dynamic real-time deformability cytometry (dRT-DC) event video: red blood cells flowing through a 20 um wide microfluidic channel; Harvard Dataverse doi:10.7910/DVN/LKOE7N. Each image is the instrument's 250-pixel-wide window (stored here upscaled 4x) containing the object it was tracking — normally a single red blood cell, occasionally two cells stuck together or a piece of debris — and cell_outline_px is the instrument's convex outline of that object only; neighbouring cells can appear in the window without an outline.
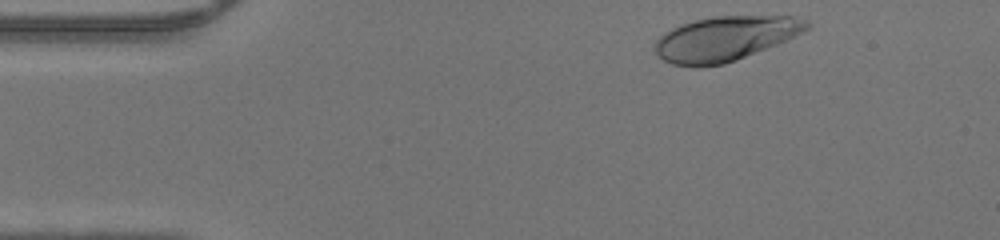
{"species": "human", "species_latin": "Homo sapiens", "temperature_condition": "warm", "stored_images_in_passage": 43, "camera_frame_rate_fps": 3000, "um_per_image_px": 0.085, "donor": {"sex": "male"}, "frame": {"image": 1, "passage_image": 2, "time_ms": 0.333, "image_size_px": [1000, 240], "cell_outline_px": [[812, 24], [804, 32], [776, 44], [736, 60], [724, 64], [696, 68], [692, 68], [672, 64], [664, 60], [652, 48], [652, 44], [664, 32], [680, 24], [712, 16], [792, 16], [808, 20]], "centroid_in_image_um": [61.6, 3.29], "position_along_channel_um": 23.4, "area_um2": 39.71}}
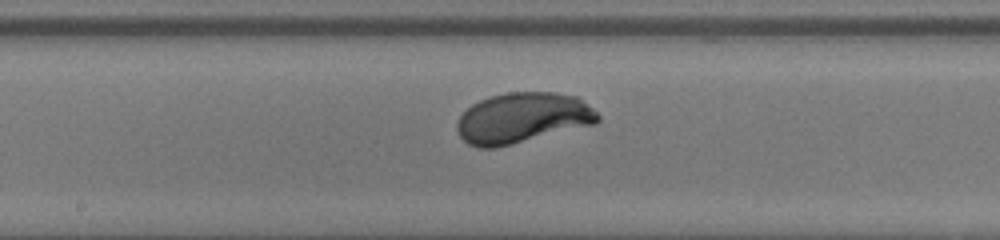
{"frame": {"image": 2, "passage_image": 20, "time_ms": 6.333, "image_size_px": [1000, 240], "cell_outline_px": [[600, 120], [596, 124], [496, 148], [480, 148], [468, 144], [460, 136], [456, 128], [456, 124], [460, 116], [472, 104], [480, 100], [492, 96], [508, 92], [556, 92], [576, 96], [592, 108], [600, 116]], "centroid_in_image_um": [44.42, 10.03], "position_along_channel_um": 203.8, "area_um2": 41.44}}
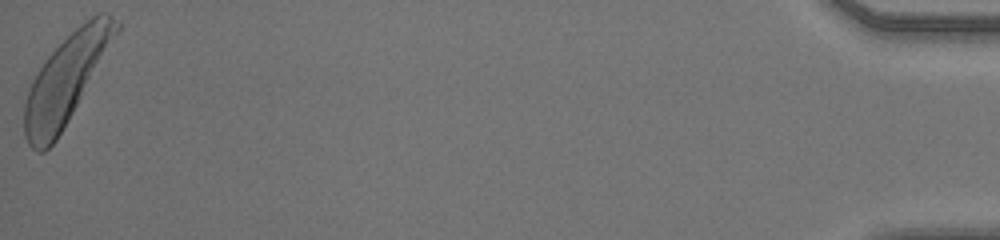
{"frame": {"image": 3, "passage_image": 43, "time_ms": 14.0, "image_size_px": [1000, 240], "cell_outline_px": [[120, 28], [68, 120], [56, 140], [44, 152], [36, 152], [28, 144], [24, 136], [24, 104], [32, 80], [48, 56], [80, 24], [96, 12], [108, 12], [120, 20]], "centroid_in_image_um": [5.61, 6.73], "position_along_channel_um": 429.6, "area_um2": 46.18}}